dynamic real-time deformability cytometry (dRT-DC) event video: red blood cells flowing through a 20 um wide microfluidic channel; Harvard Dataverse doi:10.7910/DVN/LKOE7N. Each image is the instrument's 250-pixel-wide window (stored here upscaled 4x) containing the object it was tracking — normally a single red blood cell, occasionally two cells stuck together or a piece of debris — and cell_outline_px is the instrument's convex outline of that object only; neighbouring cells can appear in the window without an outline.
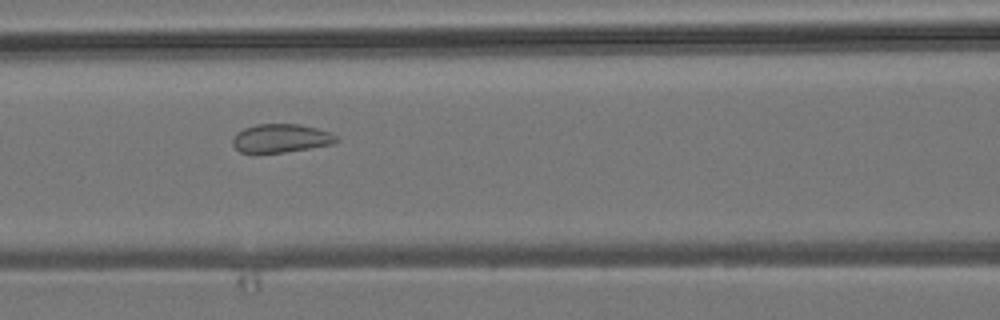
{"species": "common noctule bat (a hibernating species)", "species_latin": "Nyctalus noctula", "temperature_condition": "room temperature", "stored_images_in_passage": 6, "camera_frame_rate_fps": 3000, "um_per_image_px": 0.085, "animal": {"sex": "male", "body_mass_g": 19.2, "forearm_length_mm": 51.8}, "frame": {"image": 1, "passage_image": 5, "time_ms": 4.333, "image_size_px": [1000, 320], "cell_outline_px": [[340, 140], [332, 144], [284, 152], [256, 156], [240, 152], [232, 144], [232, 140], [236, 132], [244, 128], [256, 124], [300, 124], [316, 128], [328, 132], [336, 136]], "centroid_in_image_um": [23.8, 11.79], "position_along_channel_um": 142.8, "area_um2": 17.69}}
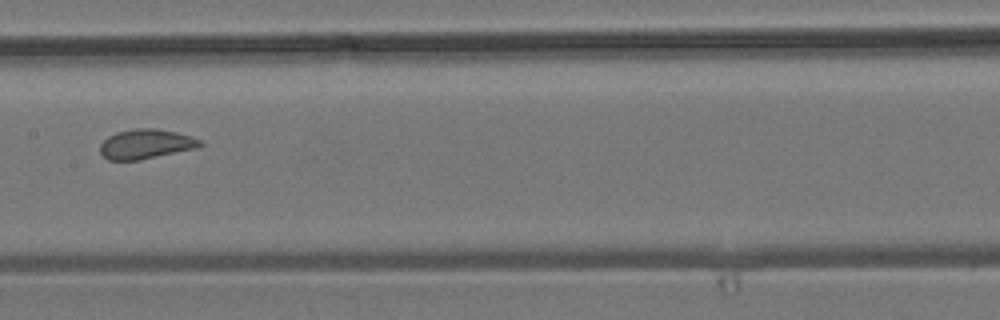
{"frame": {"image": 2, "passage_image": 6, "time_ms": 5.667, "image_size_px": [1000, 320], "cell_outline_px": [[204, 144], [200, 148], [140, 160], [108, 160], [100, 152], [100, 144], [108, 136], [116, 132], [136, 128], [156, 128], [176, 132], [192, 136], [200, 140]], "centroid_in_image_um": [12.44, 12.24], "position_along_channel_um": 195.0, "area_um2": 17.51}}